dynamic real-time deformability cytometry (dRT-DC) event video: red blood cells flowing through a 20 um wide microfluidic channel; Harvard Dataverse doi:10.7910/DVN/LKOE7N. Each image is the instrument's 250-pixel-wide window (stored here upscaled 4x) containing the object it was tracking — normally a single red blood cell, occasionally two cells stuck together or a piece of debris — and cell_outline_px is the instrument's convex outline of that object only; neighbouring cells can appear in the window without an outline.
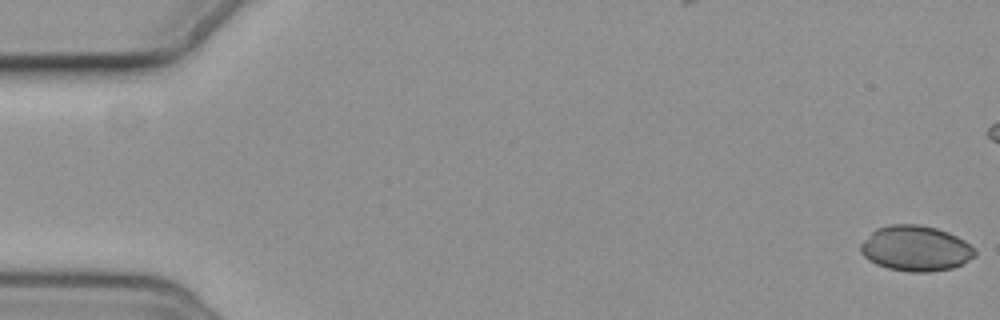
{"species": "common noctule bat (a hibernating species)", "species_latin": "Nyctalus noctula", "temperature_condition": "cold", "stored_images_in_passage": 5, "camera_frame_rate_fps": 3000, "um_per_image_px": 0.085, "animal": {"sex": "female", "body_mass_g": 19.3, "forearm_length_mm": 54.1}, "frame": {"image": 1, "passage_image": 1, "time_ms": 0.0, "image_size_px": [1000, 320], "cell_outline_px": [[976, 256], [952, 268], [932, 272], [908, 272], [888, 268], [876, 264], [868, 260], [860, 252], [860, 244], [876, 228], [888, 224], [920, 224], [936, 228], [948, 232], [964, 240], [976, 252]], "centroid_in_image_um": [77.8, 21.11], "position_along_channel_um": 7.2, "area_um2": 30.29}}